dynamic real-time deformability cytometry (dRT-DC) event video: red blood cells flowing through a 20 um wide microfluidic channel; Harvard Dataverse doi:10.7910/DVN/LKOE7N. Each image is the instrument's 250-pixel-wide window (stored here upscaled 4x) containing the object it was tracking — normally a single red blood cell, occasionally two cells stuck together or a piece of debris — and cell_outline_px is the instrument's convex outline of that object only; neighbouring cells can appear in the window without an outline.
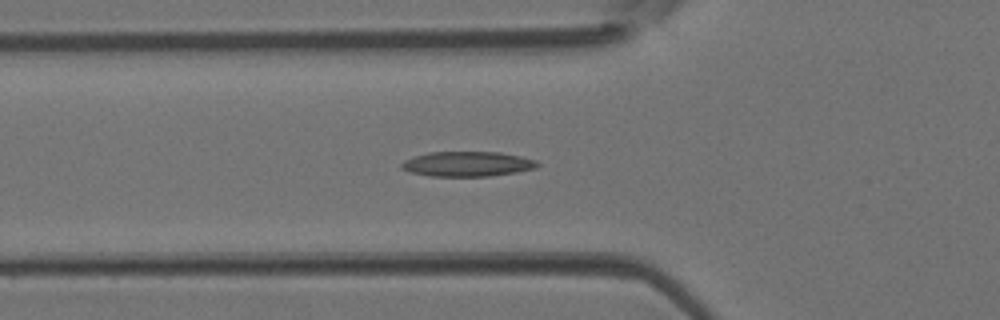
{"species": "Egyptian fruit bat (a non-hibernating species)", "species_latin": "Rousettus aegyptiacus", "temperature_condition": "room temperature", "stored_images_in_passage": 40, "segment_of_instrument_passage": [1, 2], "camera_frame_rate_fps": 3000, "um_per_image_px": 0.085, "animal": {"sex": "female"}, "frame": {"image": 1, "passage_image": 10, "time_ms": 3.0, "image_size_px": [1000, 320], "cell_outline_px": [[540, 164], [536, 168], [516, 172], [488, 176], [428, 176], [408, 172], [400, 168], [400, 164], [404, 160], [428, 152], [500, 152], [520, 156], [536, 160]], "centroid_in_image_um": [39.7, 13.94], "position_along_channel_um": 86.1, "area_um2": 19.83}}
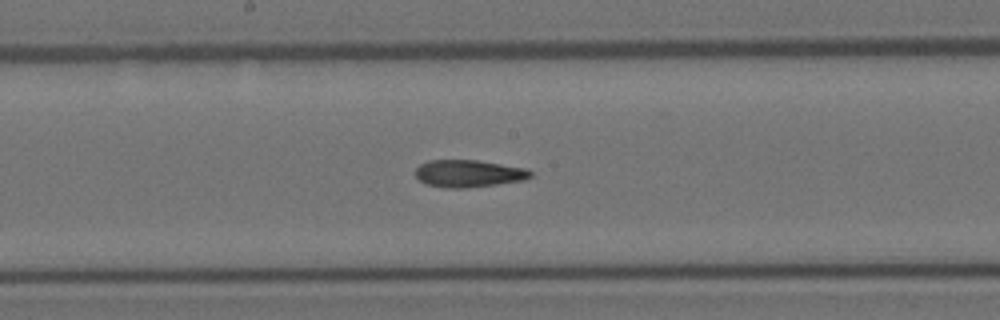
{"frame": {"image": 2, "passage_image": 18, "time_ms": 5.667, "image_size_px": [1000, 320], "cell_outline_px": [[532, 176], [524, 180], [496, 184], [464, 188], [444, 188], [428, 184], [420, 180], [416, 176], [416, 168], [420, 164], [428, 160], [476, 160], [524, 168], [532, 172]], "centroid_in_image_um": [39.81, 14.75], "position_along_channel_um": 208.4, "area_um2": 18.09}}
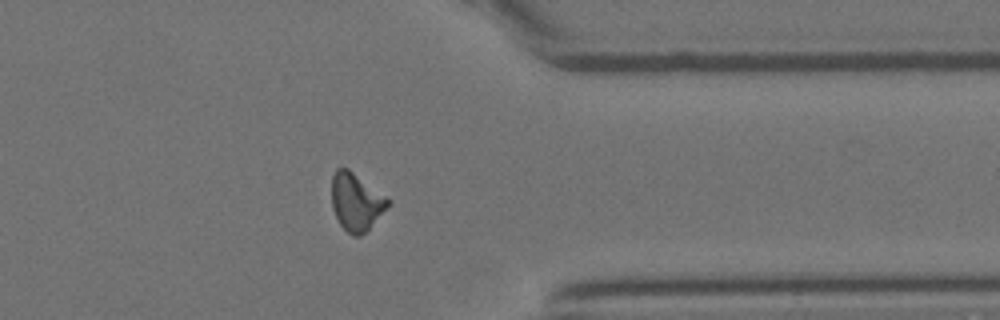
{"frame": {"image": 3, "passage_image": 30, "time_ms": 9.667, "image_size_px": [1000, 320], "cell_outline_px": [[388, 204], [368, 228], [360, 236], [352, 236], [340, 224], [332, 208], [332, 176], [336, 168], [348, 168], [388, 200]], "centroid_in_image_um": [30.19, 17.15], "position_along_channel_um": 381.2, "area_um2": 17.98}}